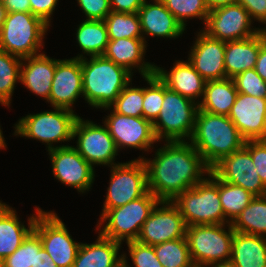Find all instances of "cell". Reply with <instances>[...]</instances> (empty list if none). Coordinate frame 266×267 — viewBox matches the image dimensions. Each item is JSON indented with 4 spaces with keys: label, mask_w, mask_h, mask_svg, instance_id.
I'll return each instance as SVG.
<instances>
[{
    "label": "cell",
    "mask_w": 266,
    "mask_h": 267,
    "mask_svg": "<svg viewBox=\"0 0 266 267\" xmlns=\"http://www.w3.org/2000/svg\"><path fill=\"white\" fill-rule=\"evenodd\" d=\"M128 252L134 267H163L154 251V246L136 241L127 242ZM123 255V267L128 265L126 254Z\"/></svg>",
    "instance_id": "40"
},
{
    "label": "cell",
    "mask_w": 266,
    "mask_h": 267,
    "mask_svg": "<svg viewBox=\"0 0 266 267\" xmlns=\"http://www.w3.org/2000/svg\"><path fill=\"white\" fill-rule=\"evenodd\" d=\"M228 117L245 141L266 140V98L238 93Z\"/></svg>",
    "instance_id": "18"
},
{
    "label": "cell",
    "mask_w": 266,
    "mask_h": 267,
    "mask_svg": "<svg viewBox=\"0 0 266 267\" xmlns=\"http://www.w3.org/2000/svg\"><path fill=\"white\" fill-rule=\"evenodd\" d=\"M81 95L83 96L81 59H56V70L47 102L53 108L74 111L73 104Z\"/></svg>",
    "instance_id": "19"
},
{
    "label": "cell",
    "mask_w": 266,
    "mask_h": 267,
    "mask_svg": "<svg viewBox=\"0 0 266 267\" xmlns=\"http://www.w3.org/2000/svg\"><path fill=\"white\" fill-rule=\"evenodd\" d=\"M155 73L173 92L196 101L199 104L203 98L206 80L194 69L188 61H175L170 71L156 66ZM200 97V99H199Z\"/></svg>",
    "instance_id": "22"
},
{
    "label": "cell",
    "mask_w": 266,
    "mask_h": 267,
    "mask_svg": "<svg viewBox=\"0 0 266 267\" xmlns=\"http://www.w3.org/2000/svg\"><path fill=\"white\" fill-rule=\"evenodd\" d=\"M234 232L231 223L187 226L186 239L194 265L210 267L229 262Z\"/></svg>",
    "instance_id": "7"
},
{
    "label": "cell",
    "mask_w": 266,
    "mask_h": 267,
    "mask_svg": "<svg viewBox=\"0 0 266 267\" xmlns=\"http://www.w3.org/2000/svg\"><path fill=\"white\" fill-rule=\"evenodd\" d=\"M146 43L143 38H124L109 40L103 56L116 65L124 67L133 75L138 69L142 77L155 73L156 65L144 61Z\"/></svg>",
    "instance_id": "21"
},
{
    "label": "cell",
    "mask_w": 266,
    "mask_h": 267,
    "mask_svg": "<svg viewBox=\"0 0 266 267\" xmlns=\"http://www.w3.org/2000/svg\"><path fill=\"white\" fill-rule=\"evenodd\" d=\"M194 42L188 57L194 69L206 81L226 79L224 64L226 42L208 36L202 29Z\"/></svg>",
    "instance_id": "20"
},
{
    "label": "cell",
    "mask_w": 266,
    "mask_h": 267,
    "mask_svg": "<svg viewBox=\"0 0 266 267\" xmlns=\"http://www.w3.org/2000/svg\"><path fill=\"white\" fill-rule=\"evenodd\" d=\"M265 43L262 30L252 37L227 41L224 55L226 78L232 79L243 71L255 68L259 50Z\"/></svg>",
    "instance_id": "25"
},
{
    "label": "cell",
    "mask_w": 266,
    "mask_h": 267,
    "mask_svg": "<svg viewBox=\"0 0 266 267\" xmlns=\"http://www.w3.org/2000/svg\"><path fill=\"white\" fill-rule=\"evenodd\" d=\"M85 13V20H104L111 12L110 0H77Z\"/></svg>",
    "instance_id": "43"
},
{
    "label": "cell",
    "mask_w": 266,
    "mask_h": 267,
    "mask_svg": "<svg viewBox=\"0 0 266 267\" xmlns=\"http://www.w3.org/2000/svg\"><path fill=\"white\" fill-rule=\"evenodd\" d=\"M187 225L172 201H159L141 227L137 241L155 246L186 237Z\"/></svg>",
    "instance_id": "14"
},
{
    "label": "cell",
    "mask_w": 266,
    "mask_h": 267,
    "mask_svg": "<svg viewBox=\"0 0 266 267\" xmlns=\"http://www.w3.org/2000/svg\"><path fill=\"white\" fill-rule=\"evenodd\" d=\"M209 11L237 3V0H205Z\"/></svg>",
    "instance_id": "50"
},
{
    "label": "cell",
    "mask_w": 266,
    "mask_h": 267,
    "mask_svg": "<svg viewBox=\"0 0 266 267\" xmlns=\"http://www.w3.org/2000/svg\"><path fill=\"white\" fill-rule=\"evenodd\" d=\"M76 136L77 145L74 148L92 167L119 164L114 162L118 149L105 124L98 125L78 116L73 127V139Z\"/></svg>",
    "instance_id": "12"
},
{
    "label": "cell",
    "mask_w": 266,
    "mask_h": 267,
    "mask_svg": "<svg viewBox=\"0 0 266 267\" xmlns=\"http://www.w3.org/2000/svg\"><path fill=\"white\" fill-rule=\"evenodd\" d=\"M0 267H5L4 266V259L3 258H0Z\"/></svg>",
    "instance_id": "54"
},
{
    "label": "cell",
    "mask_w": 266,
    "mask_h": 267,
    "mask_svg": "<svg viewBox=\"0 0 266 267\" xmlns=\"http://www.w3.org/2000/svg\"><path fill=\"white\" fill-rule=\"evenodd\" d=\"M244 147L250 152L256 172L266 187V140H248Z\"/></svg>",
    "instance_id": "42"
},
{
    "label": "cell",
    "mask_w": 266,
    "mask_h": 267,
    "mask_svg": "<svg viewBox=\"0 0 266 267\" xmlns=\"http://www.w3.org/2000/svg\"><path fill=\"white\" fill-rule=\"evenodd\" d=\"M130 84H132V80L125 86L114 103L103 109H113L126 116L143 117L144 88L132 87Z\"/></svg>",
    "instance_id": "37"
},
{
    "label": "cell",
    "mask_w": 266,
    "mask_h": 267,
    "mask_svg": "<svg viewBox=\"0 0 266 267\" xmlns=\"http://www.w3.org/2000/svg\"><path fill=\"white\" fill-rule=\"evenodd\" d=\"M73 58L81 59L83 97L94 108L110 107L132 80L130 72L103 55Z\"/></svg>",
    "instance_id": "3"
},
{
    "label": "cell",
    "mask_w": 266,
    "mask_h": 267,
    "mask_svg": "<svg viewBox=\"0 0 266 267\" xmlns=\"http://www.w3.org/2000/svg\"><path fill=\"white\" fill-rule=\"evenodd\" d=\"M252 22L247 10L241 4L234 3L210 11L202 31L225 42L241 40L261 31V28H253Z\"/></svg>",
    "instance_id": "13"
},
{
    "label": "cell",
    "mask_w": 266,
    "mask_h": 267,
    "mask_svg": "<svg viewBox=\"0 0 266 267\" xmlns=\"http://www.w3.org/2000/svg\"><path fill=\"white\" fill-rule=\"evenodd\" d=\"M39 236L32 230L22 244L4 259L5 267H34L36 251L42 249Z\"/></svg>",
    "instance_id": "39"
},
{
    "label": "cell",
    "mask_w": 266,
    "mask_h": 267,
    "mask_svg": "<svg viewBox=\"0 0 266 267\" xmlns=\"http://www.w3.org/2000/svg\"><path fill=\"white\" fill-rule=\"evenodd\" d=\"M59 0H29L31 13L40 17L46 24L51 26V16Z\"/></svg>",
    "instance_id": "44"
},
{
    "label": "cell",
    "mask_w": 266,
    "mask_h": 267,
    "mask_svg": "<svg viewBox=\"0 0 266 267\" xmlns=\"http://www.w3.org/2000/svg\"><path fill=\"white\" fill-rule=\"evenodd\" d=\"M159 201L148 191L144 196L123 206L106 210L100 215L96 230L102 236L121 244L124 240L126 243L136 241L143 223Z\"/></svg>",
    "instance_id": "6"
},
{
    "label": "cell",
    "mask_w": 266,
    "mask_h": 267,
    "mask_svg": "<svg viewBox=\"0 0 266 267\" xmlns=\"http://www.w3.org/2000/svg\"><path fill=\"white\" fill-rule=\"evenodd\" d=\"M48 28L31 12L7 13L0 30V50L21 59L40 54Z\"/></svg>",
    "instance_id": "5"
},
{
    "label": "cell",
    "mask_w": 266,
    "mask_h": 267,
    "mask_svg": "<svg viewBox=\"0 0 266 267\" xmlns=\"http://www.w3.org/2000/svg\"><path fill=\"white\" fill-rule=\"evenodd\" d=\"M76 32V40L84 54L90 57L104 54L109 41L104 20H84Z\"/></svg>",
    "instance_id": "31"
},
{
    "label": "cell",
    "mask_w": 266,
    "mask_h": 267,
    "mask_svg": "<svg viewBox=\"0 0 266 267\" xmlns=\"http://www.w3.org/2000/svg\"><path fill=\"white\" fill-rule=\"evenodd\" d=\"M6 15H7L6 8L3 5V2L0 1V30H1V27L4 23V21H5Z\"/></svg>",
    "instance_id": "51"
},
{
    "label": "cell",
    "mask_w": 266,
    "mask_h": 267,
    "mask_svg": "<svg viewBox=\"0 0 266 267\" xmlns=\"http://www.w3.org/2000/svg\"><path fill=\"white\" fill-rule=\"evenodd\" d=\"M255 70L256 73L266 82V43L259 50Z\"/></svg>",
    "instance_id": "48"
},
{
    "label": "cell",
    "mask_w": 266,
    "mask_h": 267,
    "mask_svg": "<svg viewBox=\"0 0 266 267\" xmlns=\"http://www.w3.org/2000/svg\"><path fill=\"white\" fill-rule=\"evenodd\" d=\"M94 243H81L72 267H122L121 243L102 236Z\"/></svg>",
    "instance_id": "27"
},
{
    "label": "cell",
    "mask_w": 266,
    "mask_h": 267,
    "mask_svg": "<svg viewBox=\"0 0 266 267\" xmlns=\"http://www.w3.org/2000/svg\"><path fill=\"white\" fill-rule=\"evenodd\" d=\"M168 11L186 29V19L199 18L206 23L209 9L205 0H161Z\"/></svg>",
    "instance_id": "36"
},
{
    "label": "cell",
    "mask_w": 266,
    "mask_h": 267,
    "mask_svg": "<svg viewBox=\"0 0 266 267\" xmlns=\"http://www.w3.org/2000/svg\"><path fill=\"white\" fill-rule=\"evenodd\" d=\"M210 267H238V266L234 265L232 262L229 261L222 264L213 265Z\"/></svg>",
    "instance_id": "53"
},
{
    "label": "cell",
    "mask_w": 266,
    "mask_h": 267,
    "mask_svg": "<svg viewBox=\"0 0 266 267\" xmlns=\"http://www.w3.org/2000/svg\"><path fill=\"white\" fill-rule=\"evenodd\" d=\"M6 143H5V138L3 136L2 130H1V126H0V149H6Z\"/></svg>",
    "instance_id": "52"
},
{
    "label": "cell",
    "mask_w": 266,
    "mask_h": 267,
    "mask_svg": "<svg viewBox=\"0 0 266 267\" xmlns=\"http://www.w3.org/2000/svg\"><path fill=\"white\" fill-rule=\"evenodd\" d=\"M54 177L66 186L74 187L80 193L91 189L95 171L74 148L66 146L48 151Z\"/></svg>",
    "instance_id": "16"
},
{
    "label": "cell",
    "mask_w": 266,
    "mask_h": 267,
    "mask_svg": "<svg viewBox=\"0 0 266 267\" xmlns=\"http://www.w3.org/2000/svg\"><path fill=\"white\" fill-rule=\"evenodd\" d=\"M143 79L149 85L144 88L143 117L153 123L161 111L164 98V82L156 73L145 76Z\"/></svg>",
    "instance_id": "38"
},
{
    "label": "cell",
    "mask_w": 266,
    "mask_h": 267,
    "mask_svg": "<svg viewBox=\"0 0 266 267\" xmlns=\"http://www.w3.org/2000/svg\"><path fill=\"white\" fill-rule=\"evenodd\" d=\"M152 1L154 2L148 3V1L145 0L138 11L142 38L145 43L147 44L145 35L167 39H176L182 36L186 29H184L168 11L163 2L161 0Z\"/></svg>",
    "instance_id": "23"
},
{
    "label": "cell",
    "mask_w": 266,
    "mask_h": 267,
    "mask_svg": "<svg viewBox=\"0 0 266 267\" xmlns=\"http://www.w3.org/2000/svg\"><path fill=\"white\" fill-rule=\"evenodd\" d=\"M22 59L0 50V104L9 107L17 82H20Z\"/></svg>",
    "instance_id": "34"
},
{
    "label": "cell",
    "mask_w": 266,
    "mask_h": 267,
    "mask_svg": "<svg viewBox=\"0 0 266 267\" xmlns=\"http://www.w3.org/2000/svg\"><path fill=\"white\" fill-rule=\"evenodd\" d=\"M211 172L220 180L238 185L254 196L266 195V187L256 172L250 152L244 146L222 158L211 168Z\"/></svg>",
    "instance_id": "17"
},
{
    "label": "cell",
    "mask_w": 266,
    "mask_h": 267,
    "mask_svg": "<svg viewBox=\"0 0 266 267\" xmlns=\"http://www.w3.org/2000/svg\"><path fill=\"white\" fill-rule=\"evenodd\" d=\"M261 30L263 31L265 38H266V26L264 28L261 27Z\"/></svg>",
    "instance_id": "55"
},
{
    "label": "cell",
    "mask_w": 266,
    "mask_h": 267,
    "mask_svg": "<svg viewBox=\"0 0 266 267\" xmlns=\"http://www.w3.org/2000/svg\"><path fill=\"white\" fill-rule=\"evenodd\" d=\"M106 117L104 124L114 139L118 151L129 147L149 152L153 144L158 142L153 123L144 117L122 115L113 109Z\"/></svg>",
    "instance_id": "15"
},
{
    "label": "cell",
    "mask_w": 266,
    "mask_h": 267,
    "mask_svg": "<svg viewBox=\"0 0 266 267\" xmlns=\"http://www.w3.org/2000/svg\"><path fill=\"white\" fill-rule=\"evenodd\" d=\"M34 267H58L47 251L42 248L40 251H36V260Z\"/></svg>",
    "instance_id": "49"
},
{
    "label": "cell",
    "mask_w": 266,
    "mask_h": 267,
    "mask_svg": "<svg viewBox=\"0 0 266 267\" xmlns=\"http://www.w3.org/2000/svg\"><path fill=\"white\" fill-rule=\"evenodd\" d=\"M154 251L163 267H196L186 237L157 244Z\"/></svg>",
    "instance_id": "33"
},
{
    "label": "cell",
    "mask_w": 266,
    "mask_h": 267,
    "mask_svg": "<svg viewBox=\"0 0 266 267\" xmlns=\"http://www.w3.org/2000/svg\"><path fill=\"white\" fill-rule=\"evenodd\" d=\"M110 168V182L101 214L106 210L123 206L148 192L147 171L142 159L119 163Z\"/></svg>",
    "instance_id": "10"
},
{
    "label": "cell",
    "mask_w": 266,
    "mask_h": 267,
    "mask_svg": "<svg viewBox=\"0 0 266 267\" xmlns=\"http://www.w3.org/2000/svg\"><path fill=\"white\" fill-rule=\"evenodd\" d=\"M3 5L7 13L11 12H31L29 0H3Z\"/></svg>",
    "instance_id": "47"
},
{
    "label": "cell",
    "mask_w": 266,
    "mask_h": 267,
    "mask_svg": "<svg viewBox=\"0 0 266 267\" xmlns=\"http://www.w3.org/2000/svg\"><path fill=\"white\" fill-rule=\"evenodd\" d=\"M230 262L238 267H266V237L235 231Z\"/></svg>",
    "instance_id": "28"
},
{
    "label": "cell",
    "mask_w": 266,
    "mask_h": 267,
    "mask_svg": "<svg viewBox=\"0 0 266 267\" xmlns=\"http://www.w3.org/2000/svg\"><path fill=\"white\" fill-rule=\"evenodd\" d=\"M108 39L142 38L138 13H122L111 11L104 19Z\"/></svg>",
    "instance_id": "35"
},
{
    "label": "cell",
    "mask_w": 266,
    "mask_h": 267,
    "mask_svg": "<svg viewBox=\"0 0 266 267\" xmlns=\"http://www.w3.org/2000/svg\"><path fill=\"white\" fill-rule=\"evenodd\" d=\"M145 0H110L111 11L122 13H138Z\"/></svg>",
    "instance_id": "46"
},
{
    "label": "cell",
    "mask_w": 266,
    "mask_h": 267,
    "mask_svg": "<svg viewBox=\"0 0 266 267\" xmlns=\"http://www.w3.org/2000/svg\"><path fill=\"white\" fill-rule=\"evenodd\" d=\"M219 198L225 218L232 223L255 197L242 187L218 178Z\"/></svg>",
    "instance_id": "32"
},
{
    "label": "cell",
    "mask_w": 266,
    "mask_h": 267,
    "mask_svg": "<svg viewBox=\"0 0 266 267\" xmlns=\"http://www.w3.org/2000/svg\"><path fill=\"white\" fill-rule=\"evenodd\" d=\"M187 226L230 223L224 216L219 198L218 178L210 171L190 189L172 201Z\"/></svg>",
    "instance_id": "4"
},
{
    "label": "cell",
    "mask_w": 266,
    "mask_h": 267,
    "mask_svg": "<svg viewBox=\"0 0 266 267\" xmlns=\"http://www.w3.org/2000/svg\"><path fill=\"white\" fill-rule=\"evenodd\" d=\"M237 94L233 79L206 81L203 98L198 104L199 109L211 114L228 116Z\"/></svg>",
    "instance_id": "29"
},
{
    "label": "cell",
    "mask_w": 266,
    "mask_h": 267,
    "mask_svg": "<svg viewBox=\"0 0 266 267\" xmlns=\"http://www.w3.org/2000/svg\"><path fill=\"white\" fill-rule=\"evenodd\" d=\"M198 108L197 102L169 90L164 83L161 111L153 122L158 142L163 139L165 142L189 141L193 134Z\"/></svg>",
    "instance_id": "8"
},
{
    "label": "cell",
    "mask_w": 266,
    "mask_h": 267,
    "mask_svg": "<svg viewBox=\"0 0 266 267\" xmlns=\"http://www.w3.org/2000/svg\"><path fill=\"white\" fill-rule=\"evenodd\" d=\"M29 114L15 124L14 135L42 141L47 145V151L68 145L54 146L53 143L69 142L73 140V127L79 115L65 108H53Z\"/></svg>",
    "instance_id": "9"
},
{
    "label": "cell",
    "mask_w": 266,
    "mask_h": 267,
    "mask_svg": "<svg viewBox=\"0 0 266 267\" xmlns=\"http://www.w3.org/2000/svg\"><path fill=\"white\" fill-rule=\"evenodd\" d=\"M147 186L160 201H173L179 194L202 181L211 169L190 142H166L153 160L143 158Z\"/></svg>",
    "instance_id": "1"
},
{
    "label": "cell",
    "mask_w": 266,
    "mask_h": 267,
    "mask_svg": "<svg viewBox=\"0 0 266 267\" xmlns=\"http://www.w3.org/2000/svg\"><path fill=\"white\" fill-rule=\"evenodd\" d=\"M231 225L236 232L266 237V195L255 196Z\"/></svg>",
    "instance_id": "30"
},
{
    "label": "cell",
    "mask_w": 266,
    "mask_h": 267,
    "mask_svg": "<svg viewBox=\"0 0 266 267\" xmlns=\"http://www.w3.org/2000/svg\"><path fill=\"white\" fill-rule=\"evenodd\" d=\"M56 59L45 53L23 58L20 67V83L30 92L49 100Z\"/></svg>",
    "instance_id": "24"
},
{
    "label": "cell",
    "mask_w": 266,
    "mask_h": 267,
    "mask_svg": "<svg viewBox=\"0 0 266 267\" xmlns=\"http://www.w3.org/2000/svg\"><path fill=\"white\" fill-rule=\"evenodd\" d=\"M36 214L28 218V228L17 217L16 210L0 201V258H7L33 230L37 215L42 211L35 208Z\"/></svg>",
    "instance_id": "26"
},
{
    "label": "cell",
    "mask_w": 266,
    "mask_h": 267,
    "mask_svg": "<svg viewBox=\"0 0 266 267\" xmlns=\"http://www.w3.org/2000/svg\"><path fill=\"white\" fill-rule=\"evenodd\" d=\"M232 79L238 93L266 98V82L256 73L255 68L243 71Z\"/></svg>",
    "instance_id": "41"
},
{
    "label": "cell",
    "mask_w": 266,
    "mask_h": 267,
    "mask_svg": "<svg viewBox=\"0 0 266 267\" xmlns=\"http://www.w3.org/2000/svg\"><path fill=\"white\" fill-rule=\"evenodd\" d=\"M189 142L210 169L245 144V140L228 116L211 114L199 108Z\"/></svg>",
    "instance_id": "2"
},
{
    "label": "cell",
    "mask_w": 266,
    "mask_h": 267,
    "mask_svg": "<svg viewBox=\"0 0 266 267\" xmlns=\"http://www.w3.org/2000/svg\"><path fill=\"white\" fill-rule=\"evenodd\" d=\"M249 13L252 20L266 25V0H237Z\"/></svg>",
    "instance_id": "45"
},
{
    "label": "cell",
    "mask_w": 266,
    "mask_h": 267,
    "mask_svg": "<svg viewBox=\"0 0 266 267\" xmlns=\"http://www.w3.org/2000/svg\"><path fill=\"white\" fill-rule=\"evenodd\" d=\"M33 231L58 267L73 266L81 242L72 239L66 225L54 211L42 210L37 215Z\"/></svg>",
    "instance_id": "11"
}]
</instances>
